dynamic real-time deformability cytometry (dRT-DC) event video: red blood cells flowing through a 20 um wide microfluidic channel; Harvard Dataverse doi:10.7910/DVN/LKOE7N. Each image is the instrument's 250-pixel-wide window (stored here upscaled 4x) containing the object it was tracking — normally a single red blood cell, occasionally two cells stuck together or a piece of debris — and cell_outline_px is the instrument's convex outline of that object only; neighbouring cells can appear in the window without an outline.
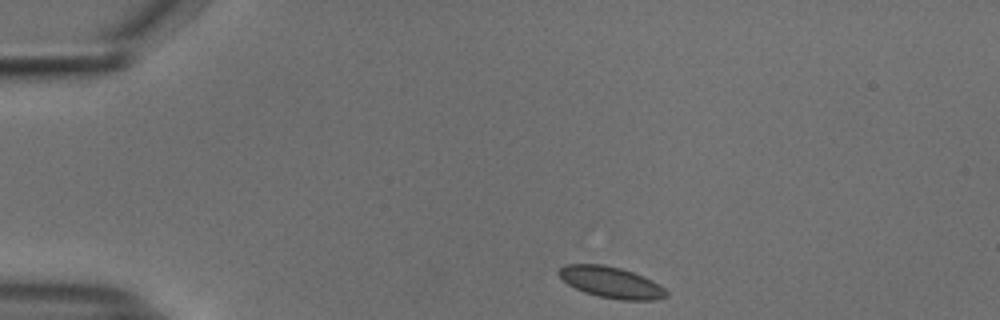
{"species": "common noctule bat (a hibernating species)", "species_latin": "Nyctalus noctula", "temperature_condition": "cold", "stored_images_in_passage": 9, "camera_frame_rate_fps": 3000, "um_per_image_px": 0.085, "animal": {"sex": "male", "body_mass_g": 18.8}, "frame": {"image": 1, "passage_image": 1, "time_ms": 0.0, "image_size_px": [1000, 320], "cell_outline_px": [[668, 296], [652, 300], [620, 300], [600, 296], [584, 292], [568, 284], [556, 272], [564, 264], [604, 264], [620, 268], [644, 276], [660, 284], [668, 292]], "centroid_in_image_um": [51.96, 23.99], "position_along_channel_um": 33.0, "area_um2": 19.54}}
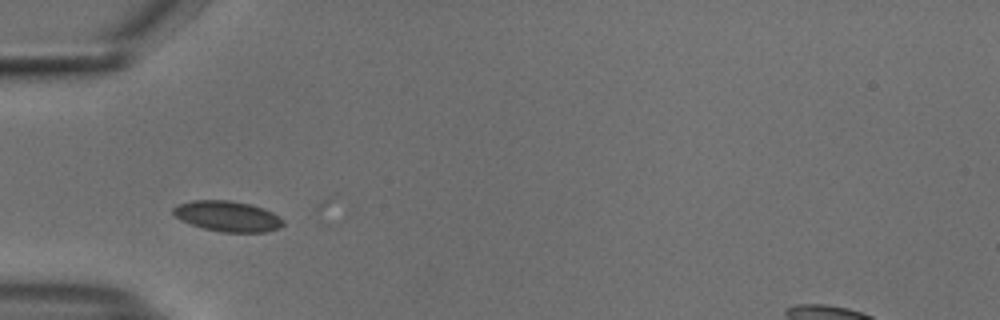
{"frame": {"image": 2, "passage_image": 8, "time_ms": 2.333, "image_size_px": [1000, 320], "cell_outline_px": [[284, 224], [280, 228], [268, 232], [224, 232], [204, 228], [180, 220], [172, 212], [172, 208], [176, 204], [192, 200], [232, 200], [264, 208], [280, 216], [284, 220]], "centroid_in_image_um": [19.36, 18.37], "position_along_channel_um": 65.6, "area_um2": 19.71}}